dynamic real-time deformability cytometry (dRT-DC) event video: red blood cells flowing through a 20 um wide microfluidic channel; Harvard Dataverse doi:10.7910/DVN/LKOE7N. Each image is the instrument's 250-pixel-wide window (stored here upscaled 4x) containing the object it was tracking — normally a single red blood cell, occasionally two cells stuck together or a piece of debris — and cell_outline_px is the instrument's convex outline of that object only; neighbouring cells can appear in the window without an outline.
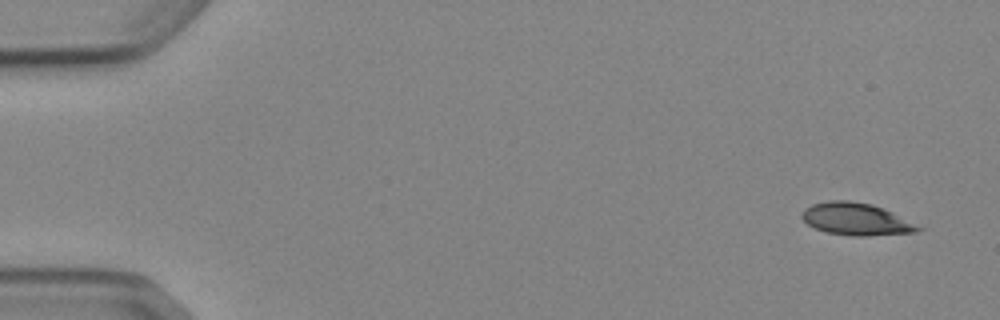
{"species": "Egyptian fruit bat (a non-hibernating species)", "species_latin": "Rousettus aegyptiacus", "temperature_condition": "cold", "stored_images_in_passage": 5, "segment_of_instrument_passage": [2, 2], "camera_frame_rate_fps": 3000, "um_per_image_px": 0.085, "animal": {"sex": "female"}, "frame": {"image": 1, "passage_image": 5, "time_ms": 5.667, "image_size_px": [1000, 320], "cell_outline_px": [[924, 228], [916, 232], [868, 236], [852, 236], [828, 232], [816, 228], [808, 224], [800, 216], [804, 208], [812, 204], [828, 200], [848, 200], [872, 204], [884, 208]], "centroid_in_image_um": [72.76, 18.61], "position_along_channel_um": 12.2, "area_um2": 21.85}}